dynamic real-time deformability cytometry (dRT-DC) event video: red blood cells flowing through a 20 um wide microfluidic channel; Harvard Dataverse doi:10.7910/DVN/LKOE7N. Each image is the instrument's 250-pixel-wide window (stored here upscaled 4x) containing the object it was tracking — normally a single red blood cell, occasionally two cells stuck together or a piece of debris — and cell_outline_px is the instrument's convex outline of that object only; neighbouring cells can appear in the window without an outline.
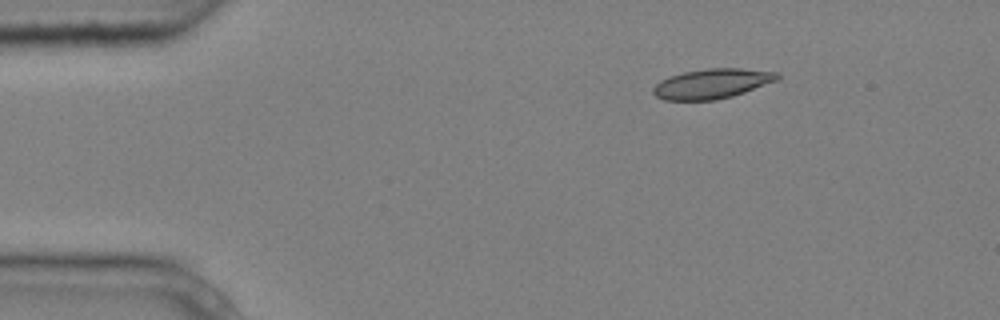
{"species": "common noctule bat (a hibernating species)", "species_latin": "Nyctalus noctula", "temperature_condition": "cold", "stored_images_in_passage": 3, "camera_frame_rate_fps": 3000, "um_per_image_px": 0.085, "animal": {"sex": "male", "body_mass_g": 20.4}, "frame": {"image": 1, "passage_image": 1, "time_ms": 0.0, "image_size_px": [1000, 320], "cell_outline_px": [[780, 76], [776, 80], [744, 92], [732, 96], [716, 100], [664, 100], [656, 96], [652, 92], [652, 88], [660, 80], [668, 76], [684, 72], [708, 68], [740, 68], [780, 72]], "centroid_in_image_um": [60.49, 7.11], "position_along_channel_um": 24.5, "area_um2": 21.56}}